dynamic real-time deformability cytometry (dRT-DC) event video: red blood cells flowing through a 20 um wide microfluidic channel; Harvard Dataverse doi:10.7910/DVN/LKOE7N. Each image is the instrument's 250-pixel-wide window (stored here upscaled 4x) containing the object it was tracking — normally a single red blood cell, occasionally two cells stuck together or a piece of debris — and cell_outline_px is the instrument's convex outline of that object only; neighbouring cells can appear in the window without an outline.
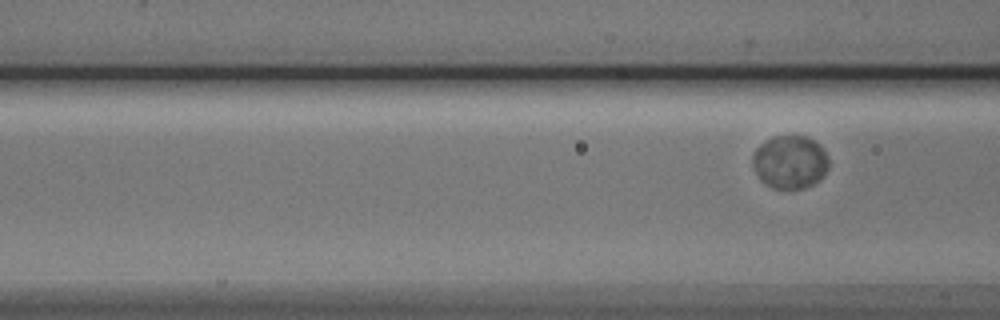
{"species": "Egyptian fruit bat (a non-hibernating species)", "species_latin": "Rousettus aegyptiacus", "temperature_condition": "cold", "stored_images_in_passage": 4, "camera_frame_rate_fps": 3000, "um_per_image_px": 0.085, "animal": {"sex": "male"}, "frame": {"image": 1, "passage_image": 4, "time_ms": 4.333, "image_size_px": [1000, 320], "cell_outline_px": [[828, 168], [820, 180], [804, 188], [772, 188], [760, 180], [752, 164], [752, 156], [756, 148], [760, 144], [772, 136], [804, 136], [820, 144], [824, 148], [828, 156]], "centroid_in_image_um": [67.15, 13.76], "position_along_channel_um": 99.5, "area_um2": 23.7}}